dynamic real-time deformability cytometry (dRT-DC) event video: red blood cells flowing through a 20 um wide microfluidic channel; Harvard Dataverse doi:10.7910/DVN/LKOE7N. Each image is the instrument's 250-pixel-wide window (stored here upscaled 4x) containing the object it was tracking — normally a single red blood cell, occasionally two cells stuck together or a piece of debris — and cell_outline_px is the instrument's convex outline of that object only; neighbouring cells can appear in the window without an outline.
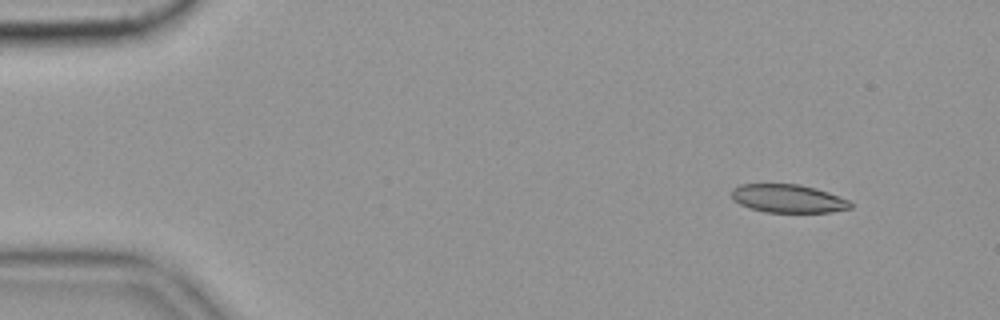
{"species": "common noctule bat (a hibernating species)", "species_latin": "Nyctalus noctula", "temperature_condition": "cold", "stored_images_in_passage": 52, "camera_frame_rate_fps": 3000, "um_per_image_px": 0.085, "animal": {"sex": "female", "body_mass_g": 19.9}, "frame": {"image": 1, "passage_image": 1, "time_ms": 0.0, "image_size_px": [1000, 320], "cell_outline_px": [[852, 208], [832, 212], [764, 212], [740, 204], [732, 200], [732, 192], [740, 184], [800, 184], [816, 188], [828, 192], [848, 200], [852, 204]], "centroid_in_image_um": [67.01, 16.88], "position_along_channel_um": 18.0, "area_um2": 19.48}, "authors_computed_cell_mechanics": {"area_um2": 20.4323, "velocity_mm_per_s": 3.535, "shape_relaxation_time_tau1_ms": null, "shape_relaxation_time_tau2_ms": 9.2179, "deformation_change_tau1": null, "deformation_change_tau2": 0.1818}}